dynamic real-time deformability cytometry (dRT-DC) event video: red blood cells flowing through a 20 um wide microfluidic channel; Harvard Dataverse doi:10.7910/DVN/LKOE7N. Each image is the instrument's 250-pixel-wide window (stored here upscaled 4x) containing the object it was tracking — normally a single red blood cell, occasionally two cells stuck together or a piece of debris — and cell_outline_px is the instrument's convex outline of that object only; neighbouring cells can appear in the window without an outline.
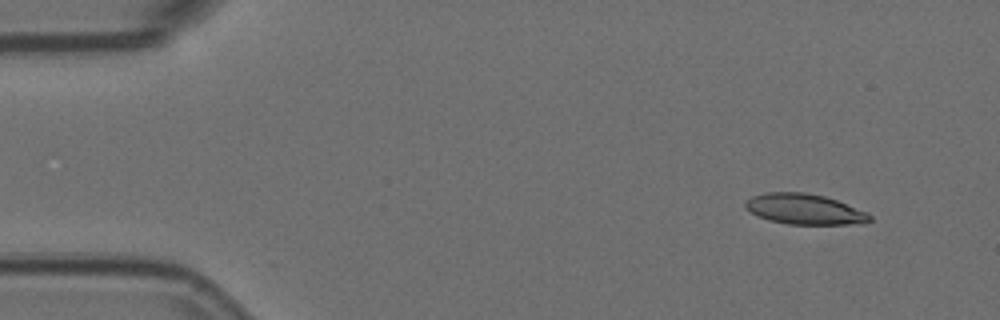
{"species": "Egyptian fruit bat (a non-hibernating species)", "species_latin": "Rousettus aegyptiacus", "temperature_condition": "room temperature", "stored_images_in_passage": 5, "camera_frame_rate_fps": 3000, "um_per_image_px": 0.085, "animal": {"sex": "female"}, "frame": {"image": 1, "passage_image": 2, "time_ms": 0.333, "image_size_px": [1000, 320], "cell_outline_px": [[872, 220], [848, 224], [788, 224], [768, 220], [756, 216], [744, 208], [744, 204], [752, 196], [768, 192], [804, 192], [824, 196], [836, 200], [868, 212], [872, 216]], "centroid_in_image_um": [68.34, 17.77], "position_along_channel_um": 16.7, "area_um2": 22.02}}
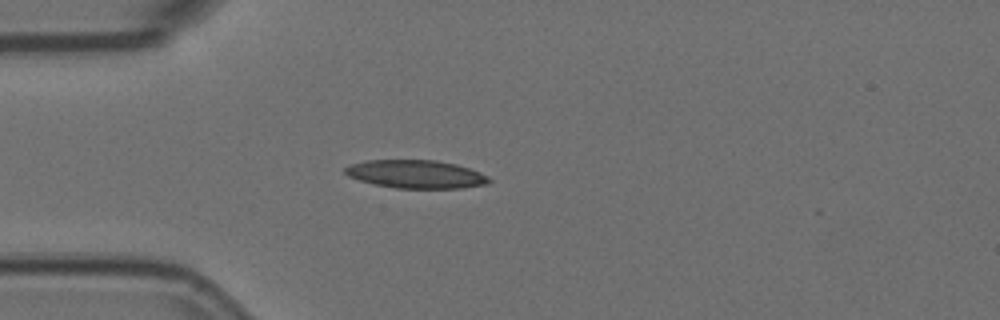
{"frame": {"image": 2, "passage_image": 5, "time_ms": 1.333, "image_size_px": [1000, 320], "cell_outline_px": [[492, 180], [488, 184], [464, 188], [396, 188], [372, 184], [348, 176], [344, 172], [344, 168], [352, 164], [368, 160], [436, 160], [456, 164], [480, 172], [488, 176]], "centroid_in_image_um": [35.38, 14.81], "position_along_channel_um": 49.6, "area_um2": 23.7}}